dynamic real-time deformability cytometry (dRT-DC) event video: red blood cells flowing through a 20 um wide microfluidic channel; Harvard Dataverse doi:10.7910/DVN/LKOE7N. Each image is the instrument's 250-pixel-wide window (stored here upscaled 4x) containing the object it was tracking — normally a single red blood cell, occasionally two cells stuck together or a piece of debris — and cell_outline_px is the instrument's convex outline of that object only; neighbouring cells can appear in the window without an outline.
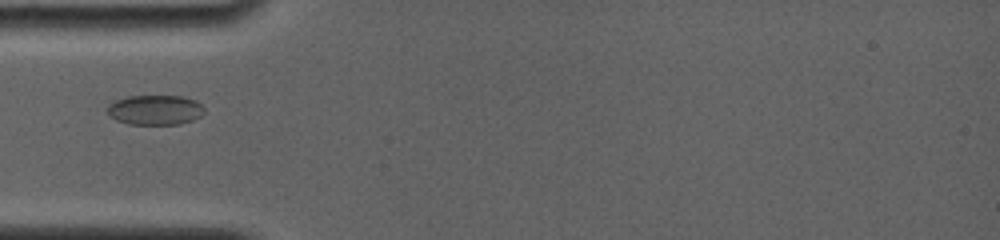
{"species": "common noctule bat (a hibernating species)", "species_latin": "Nyctalus noctula", "temperature_condition": "room temperature", "stored_images_in_passage": 37, "camera_frame_rate_fps": 4000, "um_per_image_px": 0.085, "animal": {"sex": "female", "body_mass_g": 19.0, "forearm_length_mm": 56.7}, "frame": {"image": 1, "passage_image": 3, "time_ms": 0.75, "image_size_px": [1000, 240], "cell_outline_px": [[204, 112], [200, 116], [192, 120], [180, 124], [128, 124], [116, 120], [108, 112], [108, 104], [116, 100], [128, 96], [184, 96], [196, 100], [204, 108]], "centroid_in_image_um": [13.2, 9.34], "position_along_channel_um": 71.8, "area_um2": 16.82}}
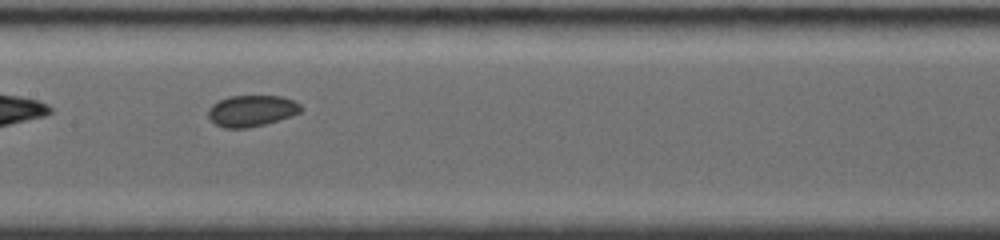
{"frame": {"image": 2, "passage_image": 12, "time_ms": 3.75, "image_size_px": [1000, 240], "cell_outline_px": [[300, 112], [264, 124], [248, 128], [224, 128], [216, 124], [208, 116], [208, 112], [212, 104], [228, 96], [280, 96], [292, 100], [300, 104]], "centroid_in_image_um": [21.34, 9.41], "position_along_channel_um": 186.1, "area_um2": 16.53}}
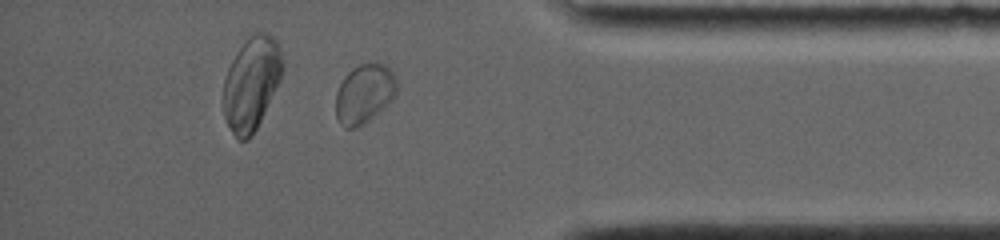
{"frame": {"image": 3, "passage_image": 30, "time_ms": 9.75, "image_size_px": [1000, 240], "cell_outline_px": [[396, 92], [364, 124], [356, 128], [344, 128], [340, 124], [336, 116], [336, 92], [344, 76], [352, 68], [360, 64], [388, 64], [396, 76]], "centroid_in_image_um": [30.93, 7.94], "position_along_channel_um": 404.3, "area_um2": 20.63}, "authors_computed_cell_mechanics": {"area_um2": 16.8198, "velocity_mm_per_s": 3.7984, "shape_relaxation_time_tau1_ms": 3.9937, "shape_relaxation_time_tau2_ms": 1.9604, "deformation_change_tau1": 0.0367, "deformation_change_tau2": 0.0489}}